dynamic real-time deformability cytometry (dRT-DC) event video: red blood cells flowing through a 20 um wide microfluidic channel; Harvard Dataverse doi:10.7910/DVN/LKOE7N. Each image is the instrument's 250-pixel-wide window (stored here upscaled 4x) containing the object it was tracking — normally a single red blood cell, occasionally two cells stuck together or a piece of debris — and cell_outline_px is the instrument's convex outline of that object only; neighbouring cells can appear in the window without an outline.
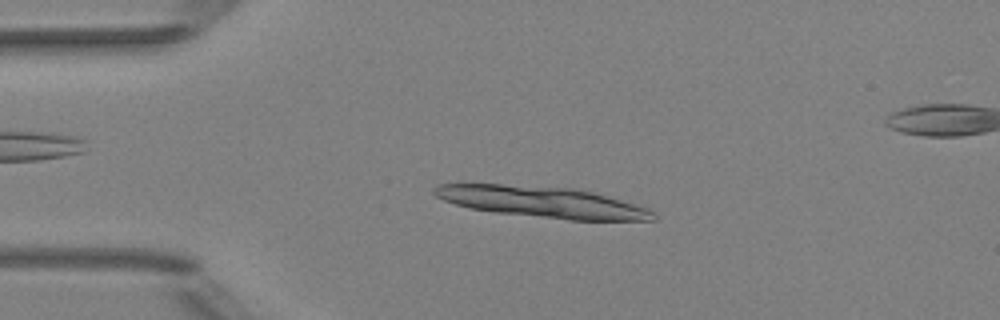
{"species": "Egyptian fruit bat (a non-hibernating species)", "species_latin": "Rousettus aegyptiacus", "temperature_condition": "room temperature", "stored_images_in_passage": 40, "camera_frame_rate_fps": 3000, "um_per_image_px": 0.085, "animal": {"sex": "female"}, "frame": {"image": 1, "passage_image": 1, "time_ms": 0.0, "image_size_px": [1000, 320], "cell_outline_px": [[656, 220], [572, 220], [496, 212], [468, 208], [444, 200], [436, 196], [432, 192], [432, 188], [436, 184], [504, 184], [572, 188], [592, 192], [648, 208], [656, 216]], "centroid_in_image_um": [46.04, 17.16], "position_along_channel_um": 39.0, "area_um2": 39.25}, "authors_computed_cell_mechanics": {"area_um2": 20.1722, "velocity_mm_per_s": 3.9683, "shape_relaxation_time_tau1_ms": 4.1174, "shape_relaxation_time_tau2_ms": 2.4699, "deformation_change_tau1": 0.127, "deformation_change_tau2": 0.0616}}